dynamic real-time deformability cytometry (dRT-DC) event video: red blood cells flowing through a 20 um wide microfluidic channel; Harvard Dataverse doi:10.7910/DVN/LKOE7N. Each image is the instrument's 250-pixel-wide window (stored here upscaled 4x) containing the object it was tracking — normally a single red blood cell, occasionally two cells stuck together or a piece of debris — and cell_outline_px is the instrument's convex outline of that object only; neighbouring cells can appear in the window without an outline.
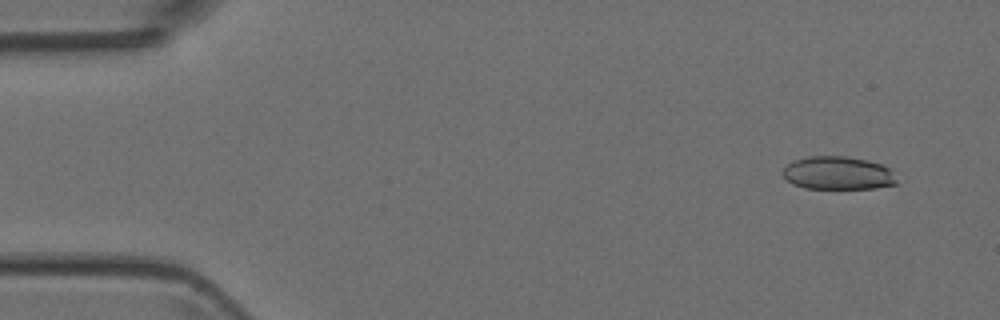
{"species": "Egyptian fruit bat (a non-hibernating species)", "species_latin": "Rousettus aegyptiacus", "temperature_condition": "room temperature", "stored_images_in_passage": 4, "camera_frame_rate_fps": 3000, "um_per_image_px": 0.085, "animal": {"sex": "female"}, "frame": {"image": 1, "passage_image": 1, "time_ms": 0.0, "image_size_px": [1000, 320], "cell_outline_px": [[896, 184], [876, 188], [804, 188], [792, 184], [780, 172], [792, 160], [808, 156], [844, 156], [868, 160], [880, 164], [888, 168], [896, 180]], "centroid_in_image_um": [71.17, 14.7], "position_along_channel_um": 13.8, "area_um2": 21.91}}